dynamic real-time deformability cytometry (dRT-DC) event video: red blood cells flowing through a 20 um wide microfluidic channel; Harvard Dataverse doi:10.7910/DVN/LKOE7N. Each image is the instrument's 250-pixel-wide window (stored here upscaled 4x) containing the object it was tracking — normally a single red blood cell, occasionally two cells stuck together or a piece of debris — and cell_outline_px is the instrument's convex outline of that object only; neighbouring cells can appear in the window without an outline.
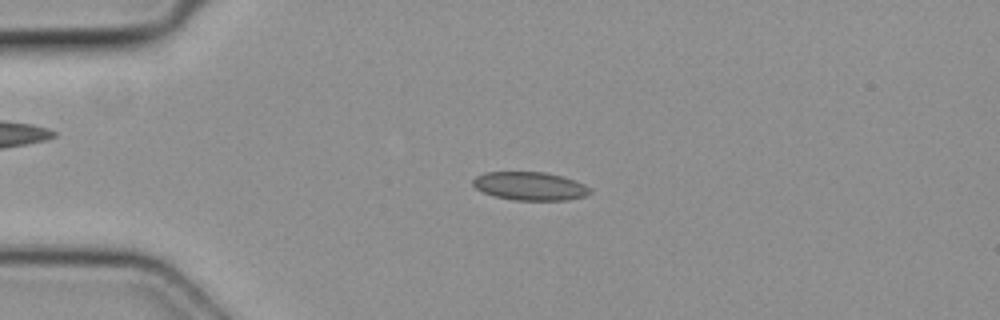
{"species": "common noctule bat (a hibernating species)", "species_latin": "Nyctalus noctula", "temperature_condition": "cold", "stored_images_in_passage": 5, "camera_frame_rate_fps": 3000, "um_per_image_px": 0.085, "animal": {"sex": "female", "body_mass_g": 19.3, "forearm_length_mm": 54.1}, "frame": {"image": 1, "passage_image": 3, "time_ms": 0.667, "image_size_px": [1000, 320], "cell_outline_px": [[592, 192], [584, 196], [568, 200], [512, 200], [492, 196], [476, 188], [472, 184], [472, 180], [476, 176], [484, 172], [544, 172], [560, 176], [584, 184], [592, 188]], "centroid_in_image_um": [45.03, 15.82], "position_along_channel_um": 40.0, "area_um2": 19.36}}
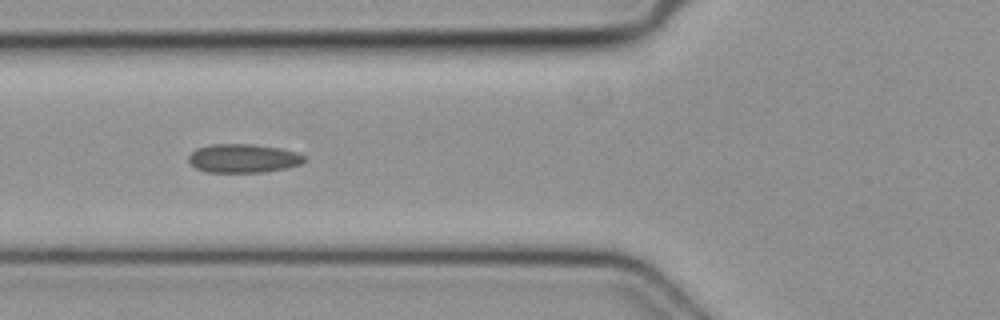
{"frame": {"image": 2, "passage_image": 5, "time_ms": 1.333, "image_size_px": [1000, 320], "cell_outline_px": [[308, 160], [300, 164], [288, 168], [264, 172], [204, 172], [196, 168], [188, 160], [188, 156], [196, 148], [212, 144], [252, 144], [276, 148], [292, 152], [304, 156]], "centroid_in_image_um": [20.64, 13.47], "position_along_channel_um": 105.2, "area_um2": 19.25}}